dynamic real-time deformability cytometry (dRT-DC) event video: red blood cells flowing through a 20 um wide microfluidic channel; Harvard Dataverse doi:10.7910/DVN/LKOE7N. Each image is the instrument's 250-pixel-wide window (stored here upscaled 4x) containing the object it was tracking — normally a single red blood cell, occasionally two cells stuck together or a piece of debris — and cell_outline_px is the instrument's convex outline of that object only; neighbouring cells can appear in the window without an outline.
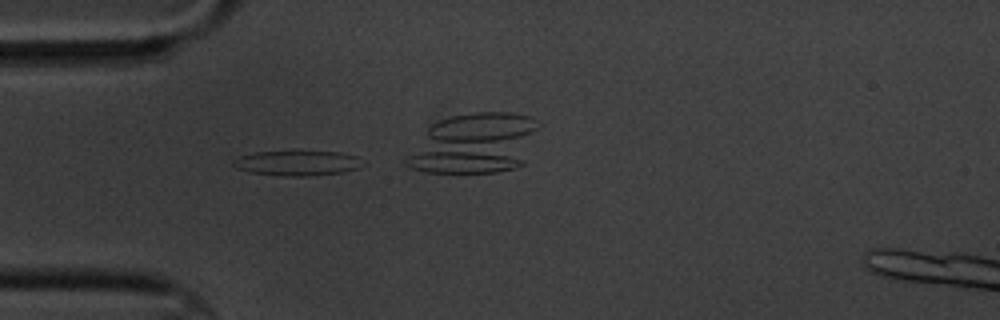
{"species": "common noctule bat (a hibernating species)", "species_latin": "Nyctalus noctula", "temperature_condition": "cold", "stored_images_in_passage": 10, "camera_frame_rate_fps": 3000, "um_per_image_px": 0.085, "animal": {"sex": "male", "body_mass_g": 20.1, "forearm_length_mm": 53.5}, "frame": {"image": 1, "passage_image": 4, "time_ms": 3.333, "image_size_px": [1000, 320], "cell_outline_px": [[368, 164], [360, 168], [344, 172], [308, 176], [288, 176], [252, 172], [236, 168], [232, 164], [232, 160], [240, 156], [256, 152], [292, 148], [300, 148], [340, 152], [356, 156]], "centroid_in_image_um": [25.34, 13.8], "position_along_channel_um": 59.7, "area_um2": 20.11}}